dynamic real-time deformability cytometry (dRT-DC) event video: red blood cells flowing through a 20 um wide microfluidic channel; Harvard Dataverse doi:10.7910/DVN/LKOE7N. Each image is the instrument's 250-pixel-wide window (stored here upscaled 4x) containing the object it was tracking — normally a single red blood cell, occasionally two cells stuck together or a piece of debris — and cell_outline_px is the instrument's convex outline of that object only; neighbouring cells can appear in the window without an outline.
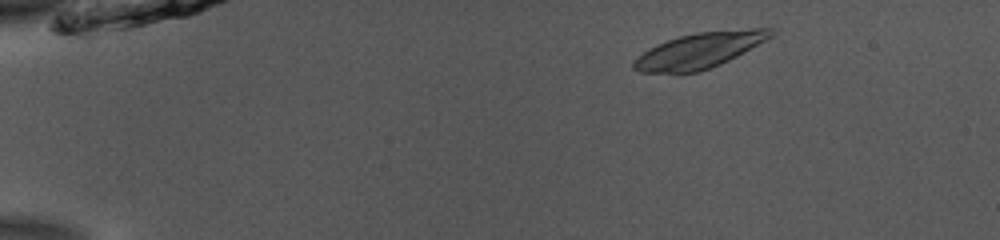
{"species": "common noctule bat (a hibernating species)", "species_latin": "Nyctalus noctula", "temperature_condition": "room temperature", "stored_images_in_passage": 44, "camera_frame_rate_fps": 3000, "um_per_image_px": 0.085, "animal": {"sex": "male", "body_mass_g": 13.0, "forearm_length_mm": 53.1}, "frame": {"image": 1, "passage_image": 3, "time_ms": 0.667, "image_size_px": [1000, 240], "cell_outline_px": [[772, 36], [736, 56], [720, 64], [696, 72], [640, 72], [632, 68], [632, 64], [648, 48], [656, 44], [680, 36], [696, 32], [752, 28], [772, 28]], "centroid_in_image_um": [59.44, 4.27], "position_along_channel_um": 25.6, "area_um2": 27.69}}
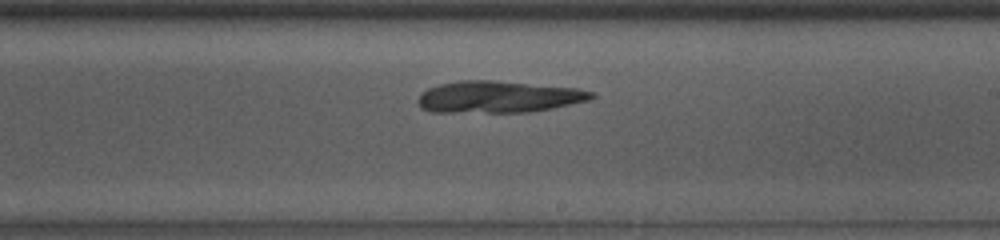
{"frame": {"image": 2, "passage_image": 27, "time_ms": 8.667, "image_size_px": [1000, 240], "cell_outline_px": [[596, 96], [588, 100], [552, 108], [528, 112], [432, 112], [420, 108], [416, 100], [428, 88], [440, 84], [460, 80], [488, 80], [580, 88], [592, 92]], "centroid_in_image_um": [42.35, 8.23], "position_along_channel_um": 246.7, "area_um2": 32.02}}
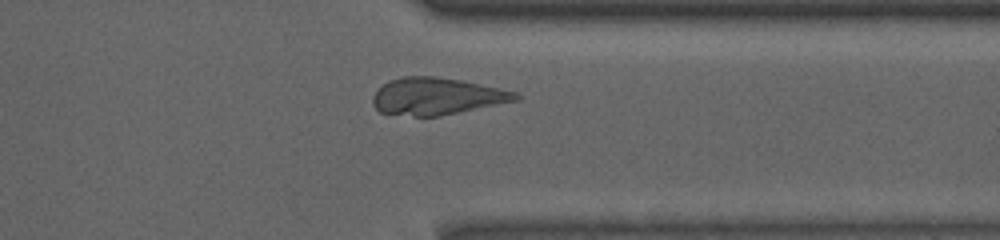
{"frame": {"image": 3, "passage_image": 37, "time_ms": 12.0, "image_size_px": [1000, 240], "cell_outline_px": [[520, 100], [440, 116], [412, 116], [380, 112], [372, 104], [372, 96], [388, 80], [404, 76], [432, 76], [464, 80], [516, 92], [520, 96]], "centroid_in_image_um": [37.14, 8.18], "position_along_channel_um": 374.3, "area_um2": 30.87}}